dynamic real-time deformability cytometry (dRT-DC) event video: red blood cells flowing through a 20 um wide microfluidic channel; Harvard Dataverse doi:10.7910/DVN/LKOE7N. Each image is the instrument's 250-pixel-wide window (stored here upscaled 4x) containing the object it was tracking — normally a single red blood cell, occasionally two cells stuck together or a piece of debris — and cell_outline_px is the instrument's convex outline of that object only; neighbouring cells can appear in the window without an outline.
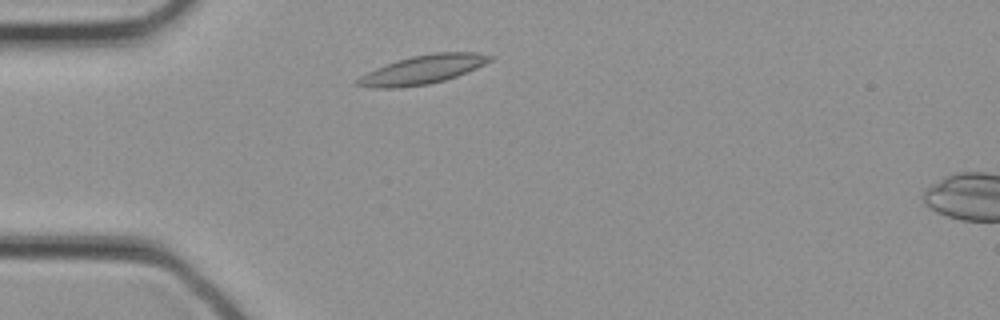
{"species": "common noctule bat (a hibernating species)", "species_latin": "Nyctalus noctula", "temperature_condition": "cold", "stored_images_in_passage": 27, "camera_frame_rate_fps": 3000, "um_per_image_px": 0.085, "animal": {"sex": "female", "body_mass_g": 21.9}, "frame": {"image": 1, "passage_image": 3, "time_ms": 0.667, "image_size_px": [1000, 320], "cell_outline_px": [[496, 56], [492, 60], [468, 72], [444, 80], [428, 84], [396, 88], [372, 88], [356, 84], [356, 80], [360, 76], [376, 68], [396, 60], [412, 56], [436, 52], [476, 52]], "centroid_in_image_um": [35.96, 5.91], "position_along_channel_um": 49.0, "area_um2": 22.14}}
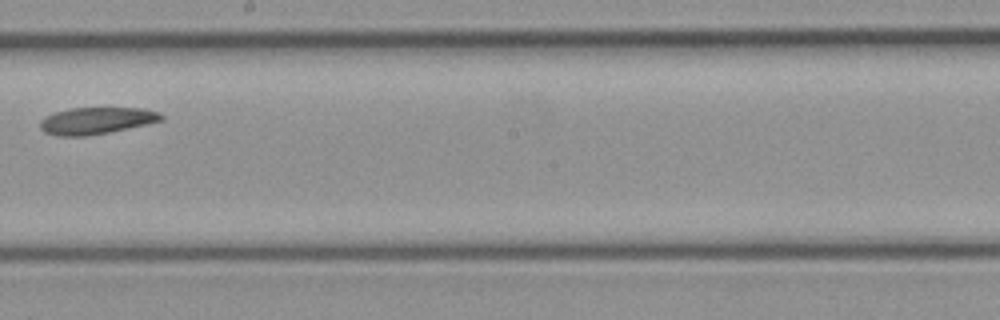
{"frame": {"image": 2, "passage_image": 13, "time_ms": 4.0, "image_size_px": [1000, 320], "cell_outline_px": [[164, 120], [128, 128], [108, 132], [84, 136], [56, 136], [44, 132], [40, 128], [40, 120], [44, 116], [68, 108], [144, 108], [160, 112], [164, 116]], "centroid_in_image_um": [8.19, 10.25], "position_along_channel_um": 240.0, "area_um2": 19.02}}
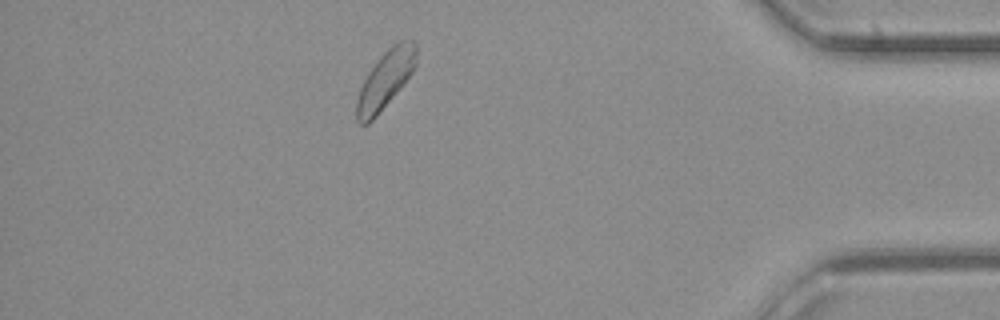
{"frame": {"image": 3, "passage_image": 23, "time_ms": 7.333, "image_size_px": [1000, 320], "cell_outline_px": [[416, 64], [412, 72], [400, 88], [376, 116], [368, 124], [360, 124], [356, 120], [356, 100], [360, 88], [368, 72], [380, 56], [392, 44], [400, 40], [412, 40], [416, 44]], "centroid_in_image_um": [32.74, 6.76], "position_along_channel_um": 402.5, "area_um2": 19.88}}